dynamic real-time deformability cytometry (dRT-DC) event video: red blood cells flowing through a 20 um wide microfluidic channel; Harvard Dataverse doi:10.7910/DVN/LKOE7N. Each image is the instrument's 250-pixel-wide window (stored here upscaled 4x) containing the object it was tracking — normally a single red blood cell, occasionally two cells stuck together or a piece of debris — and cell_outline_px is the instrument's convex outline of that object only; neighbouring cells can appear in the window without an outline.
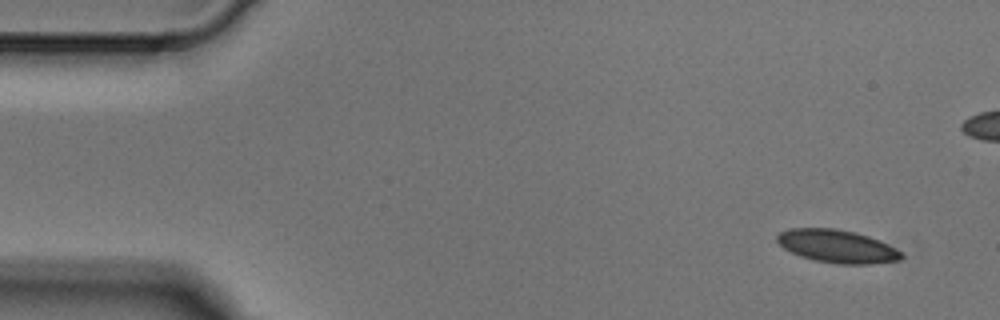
{"species": "Egyptian fruit bat (a non-hibernating species)", "species_latin": "Rousettus aegyptiacus", "temperature_condition": "cold", "stored_images_in_passage": 5, "segment_of_instrument_passage": [2, 2], "camera_frame_rate_fps": 3000, "um_per_image_px": 0.085, "animal": {"sex": "male"}, "frame": {"image": 1, "passage_image": 5, "time_ms": 1.333, "image_size_px": [1000, 320], "cell_outline_px": [[904, 256], [900, 260], [872, 264], [840, 264], [816, 260], [800, 256], [784, 248], [776, 240], [776, 236], [780, 232], [788, 228], [836, 228], [868, 236], [880, 240], [904, 252]], "centroid_in_image_um": [71.19, 20.93], "position_along_channel_um": 13.8, "area_um2": 23.93}}